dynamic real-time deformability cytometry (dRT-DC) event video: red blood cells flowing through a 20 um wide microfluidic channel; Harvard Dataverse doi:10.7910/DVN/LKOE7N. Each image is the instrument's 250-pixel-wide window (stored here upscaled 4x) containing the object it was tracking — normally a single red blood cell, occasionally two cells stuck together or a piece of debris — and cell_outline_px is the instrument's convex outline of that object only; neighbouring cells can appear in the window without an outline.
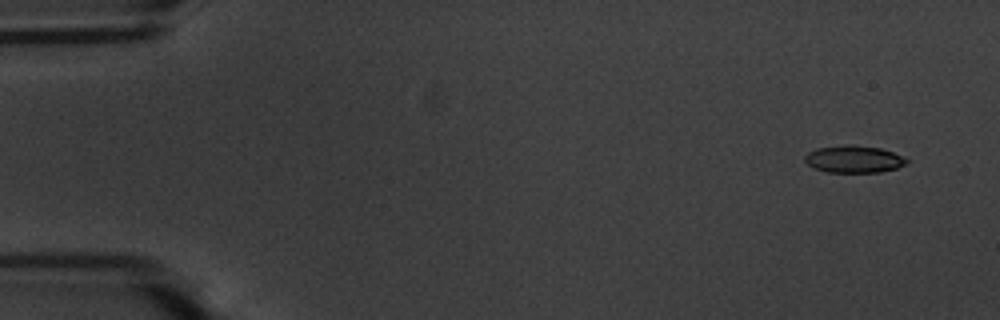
{"species": "common noctule bat (a hibernating species)", "species_latin": "Nyctalus noctula", "temperature_condition": "warm", "stored_images_in_passage": 57, "camera_frame_rate_fps": 3000, "um_per_image_px": 0.085, "animal": {"sex": "male", "body_mass_g": 20.1, "forearm_length_mm": 53.5}, "frame": {"image": 1, "passage_image": 4, "time_ms": 1.0, "image_size_px": [1000, 320], "cell_outline_px": [[908, 164], [896, 168], [880, 172], [828, 172], [812, 168], [804, 160], [804, 156], [808, 152], [816, 148], [848, 144], [880, 148], [892, 152], [908, 160]], "centroid_in_image_um": [72.54, 13.53], "position_along_channel_um": 12.5, "area_um2": 16.13}}
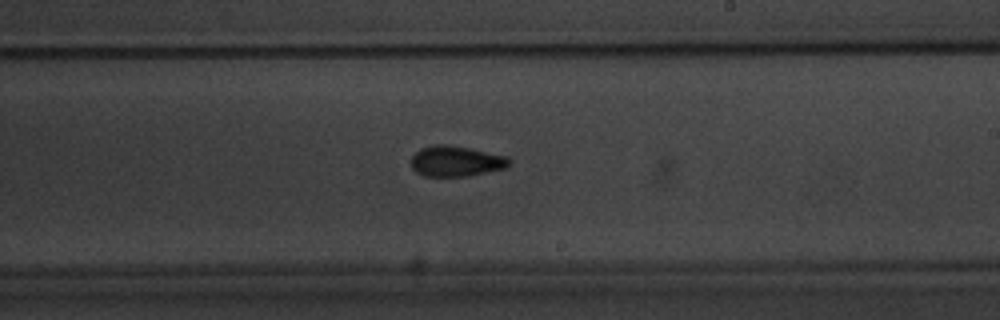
{"frame": {"image": 2, "passage_image": 34, "time_ms": 11.0, "image_size_px": [1000, 320], "cell_outline_px": [[512, 160], [508, 168], [468, 176], [424, 176], [416, 172], [412, 168], [412, 156], [420, 148], [432, 144], [444, 144], [468, 148], [508, 156]], "centroid_in_image_um": [38.79, 13.7], "position_along_channel_um": 250.2, "area_um2": 17.63}}
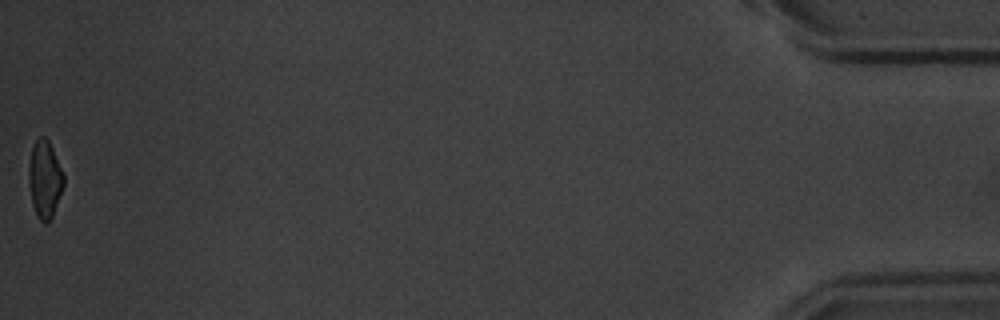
{"frame": {"image": 3, "passage_image": 57, "time_ms": 18.667, "image_size_px": [1000, 320], "cell_outline_px": [[64, 184], [52, 216], [44, 224], [36, 216], [32, 204], [28, 180], [28, 168], [32, 148], [36, 140], [40, 136], [44, 136], [48, 140], [64, 172]], "centroid_in_image_um": [3.8, 15.23], "position_along_channel_um": 431.4, "area_um2": 15.72}, "authors_computed_cell_mechanics": {"area_um2": 16.7042, "velocity_mm_per_s": 3.606, "shape_relaxation_time_tau1_ms": 3.1772, "shape_relaxation_time_tau2_ms": 2.0135, "deformation_change_tau1": 0.1255, "deformation_change_tau2": 0.0733}}